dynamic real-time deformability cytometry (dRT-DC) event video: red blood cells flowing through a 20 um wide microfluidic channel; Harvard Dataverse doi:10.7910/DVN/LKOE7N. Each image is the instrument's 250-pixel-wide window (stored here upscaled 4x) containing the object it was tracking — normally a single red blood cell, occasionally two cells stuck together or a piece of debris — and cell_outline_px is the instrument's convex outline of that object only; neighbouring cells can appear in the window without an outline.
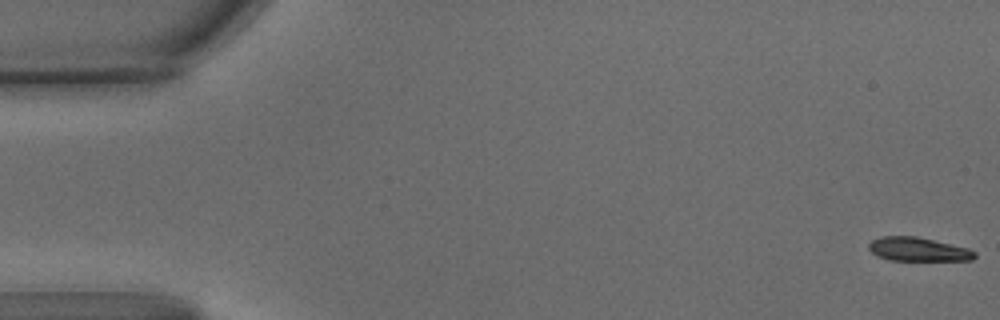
{"species": "common noctule bat (a hibernating species)", "species_latin": "Nyctalus noctula", "temperature_condition": "warm", "stored_images_in_passage": 60, "camera_frame_rate_fps": 3000, "um_per_image_px": 0.085, "animal": {"sex": "male", "body_mass_g": 15.6}, "frame": {"image": 1, "passage_image": 1, "time_ms": 0.0, "image_size_px": [1000, 320], "cell_outline_px": [[976, 256], [972, 260], [888, 260], [876, 256], [868, 248], [868, 244], [872, 240], [880, 236], [916, 236], [968, 248], [976, 252]], "centroid_in_image_um": [78.01, 21.19], "position_along_channel_um": 7.0, "area_um2": 14.68}}
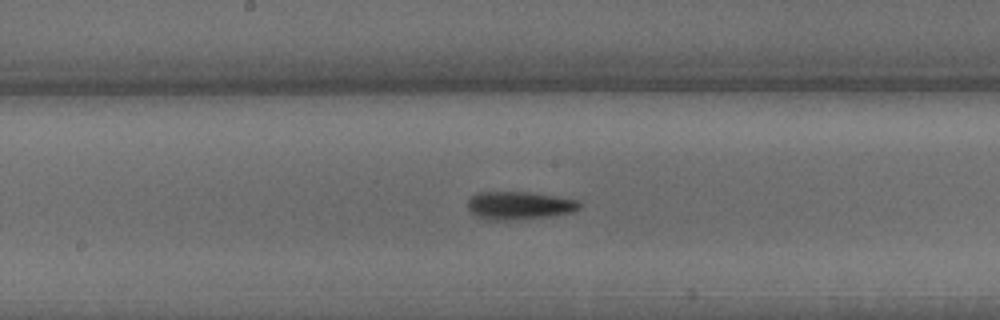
{"frame": {"image": 2, "passage_image": 31, "time_ms": 10.0, "image_size_px": [1000, 320], "cell_outline_px": [[580, 208], [572, 212], [556, 216], [504, 220], [488, 220], [472, 212], [468, 208], [468, 196], [476, 192], [528, 192], [556, 196], [580, 200]], "centroid_in_image_um": [44.16, 17.45], "position_along_channel_um": 204.0, "area_um2": 18.32}}
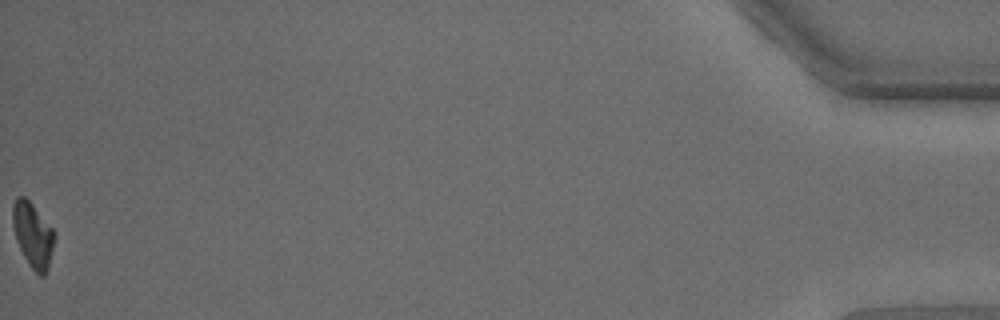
{"frame": {"image": 3, "passage_image": 60, "time_ms": 19.667, "image_size_px": [1000, 320], "cell_outline_px": [[56, 236], [48, 268], [44, 276], [40, 276], [28, 264], [16, 240], [12, 224], [12, 204], [16, 196], [24, 196], [32, 204], [56, 232]], "centroid_in_image_um": [2.79, 19.95], "position_along_channel_um": 432.4, "area_um2": 15.9}, "authors_computed_cell_mechanics": {"area_um2": 16.762, "velocity_mm_per_s": 3.4062, "shape_relaxation_time_tau1_ms": 5.8025, "shape_relaxation_time_tau2_ms": null, "deformation_change_tau1": 0.202, "deformation_change_tau2": null}}